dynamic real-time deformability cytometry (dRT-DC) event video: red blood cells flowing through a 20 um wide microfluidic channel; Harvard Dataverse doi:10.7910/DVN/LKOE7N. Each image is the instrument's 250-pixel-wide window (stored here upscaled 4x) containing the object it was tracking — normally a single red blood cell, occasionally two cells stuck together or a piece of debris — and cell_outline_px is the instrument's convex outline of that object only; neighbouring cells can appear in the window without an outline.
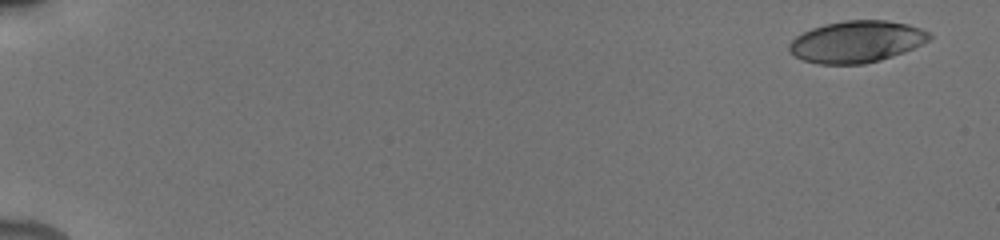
{"species": "human", "species_latin": "Homo sapiens", "temperature_condition": "cold", "stored_images_in_passage": 27, "camera_frame_rate_fps": 3000, "um_per_image_px": 0.085, "donor": {"sex": "male"}, "frame": {"image": 1, "passage_image": 1, "time_ms": 0.0, "image_size_px": [1000, 240], "cell_outline_px": [[932, 36], [928, 40], [904, 52], [880, 60], [864, 64], [820, 64], [804, 60], [788, 52], [788, 44], [796, 36], [812, 28], [824, 24], [844, 20], [884, 20], [908, 24], [932, 32]], "centroid_in_image_um": [72.8, 3.54], "position_along_channel_um": 12.2, "area_um2": 34.04}}
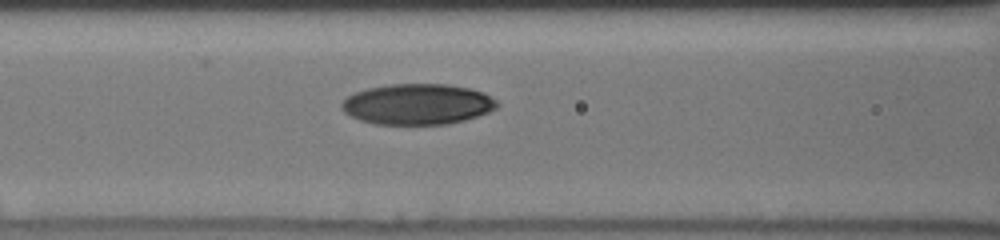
{"frame": {"image": 2, "passage_image": 13, "time_ms": 7.667, "image_size_px": [1000, 240], "cell_outline_px": [[500, 104], [496, 108], [488, 112], [464, 120], [448, 124], [376, 124], [360, 120], [344, 112], [340, 108], [340, 104], [348, 96], [356, 92], [368, 88], [388, 84], [448, 84], [468, 88], [484, 92], [496, 100]], "centroid_in_image_um": [35.49, 8.85], "position_along_channel_um": 131.1, "area_um2": 36.88}}
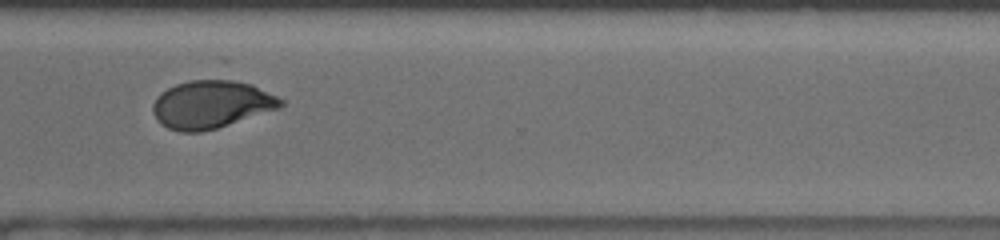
{"frame": {"image": 3, "passage_image": 26, "time_ms": 13.333, "image_size_px": [1000, 240], "cell_outline_px": [[284, 104], [280, 108], [216, 128], [200, 132], [180, 132], [168, 128], [160, 124], [156, 120], [152, 112], [152, 104], [156, 96], [160, 92], [176, 84], [188, 80], [220, 76], [224, 76], [252, 84], [284, 100]], "centroid_in_image_um": [17.93, 8.83], "position_along_channel_um": 352.7, "area_um2": 36.59}}